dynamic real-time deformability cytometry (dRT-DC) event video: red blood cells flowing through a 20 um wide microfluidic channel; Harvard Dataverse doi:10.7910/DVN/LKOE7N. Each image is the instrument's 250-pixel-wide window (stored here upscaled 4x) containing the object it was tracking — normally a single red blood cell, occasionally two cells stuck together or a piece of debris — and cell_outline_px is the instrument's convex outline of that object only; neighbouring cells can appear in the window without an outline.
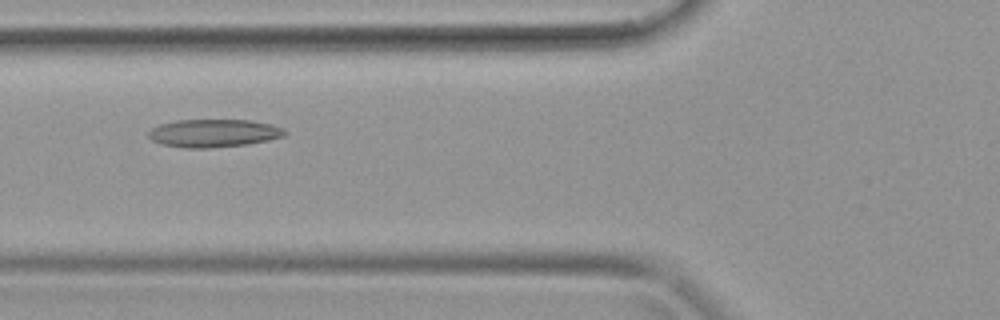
{"species": "common noctule bat (a hibernating species)", "species_latin": "Nyctalus noctula", "temperature_condition": "warm", "stored_images_in_passage": 29, "camera_frame_rate_fps": 3000, "um_per_image_px": 0.085, "animal": {"sex": "female", "body_mass_g": 19.9}, "frame": {"image": 1, "passage_image": 5, "time_ms": 1.333, "image_size_px": [1000, 320], "cell_outline_px": [[288, 132], [284, 136], [268, 140], [248, 144], [208, 148], [184, 148], [160, 144], [152, 140], [148, 136], [148, 132], [152, 128], [160, 124], [176, 120], [252, 120], [272, 124], [284, 128]], "centroid_in_image_um": [18.18, 11.32], "position_along_channel_um": 107.6, "area_um2": 22.37}}
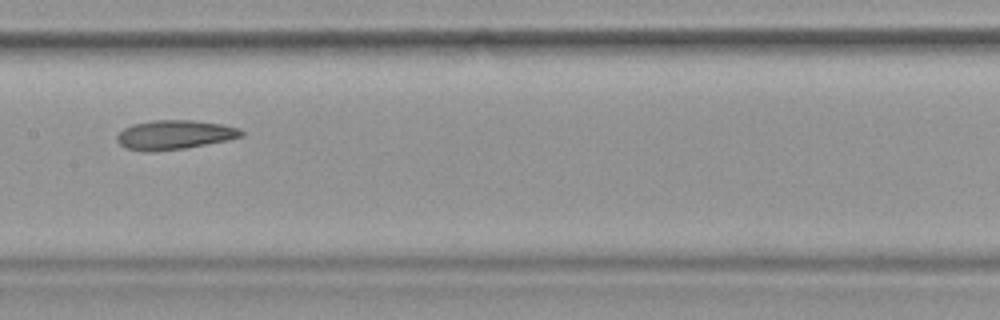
{"frame": {"image": 2, "passage_image": 10, "time_ms": 3.0, "image_size_px": [1000, 320], "cell_outline_px": [[244, 136], [228, 140], [184, 148], [152, 152], [144, 152], [124, 148], [116, 140], [116, 136], [124, 128], [132, 124], [152, 120], [192, 120], [220, 124], [240, 128], [244, 132]], "centroid_in_image_um": [14.81, 11.46], "position_along_channel_um": 192.6, "area_um2": 21.33}}
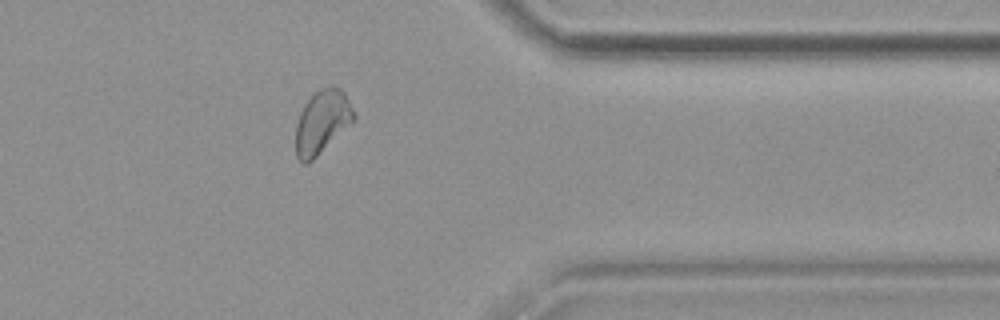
{"frame": {"image": 3, "passage_image": 22, "time_ms": 7.0, "image_size_px": [1000, 320], "cell_outline_px": [[356, 120], [308, 164], [304, 164], [296, 156], [296, 124], [300, 112], [304, 104], [320, 88], [332, 84], [340, 88], [344, 92], [356, 112]], "centroid_in_image_um": [27.41, 10.35], "position_along_channel_um": 384.0, "area_um2": 21.73}}